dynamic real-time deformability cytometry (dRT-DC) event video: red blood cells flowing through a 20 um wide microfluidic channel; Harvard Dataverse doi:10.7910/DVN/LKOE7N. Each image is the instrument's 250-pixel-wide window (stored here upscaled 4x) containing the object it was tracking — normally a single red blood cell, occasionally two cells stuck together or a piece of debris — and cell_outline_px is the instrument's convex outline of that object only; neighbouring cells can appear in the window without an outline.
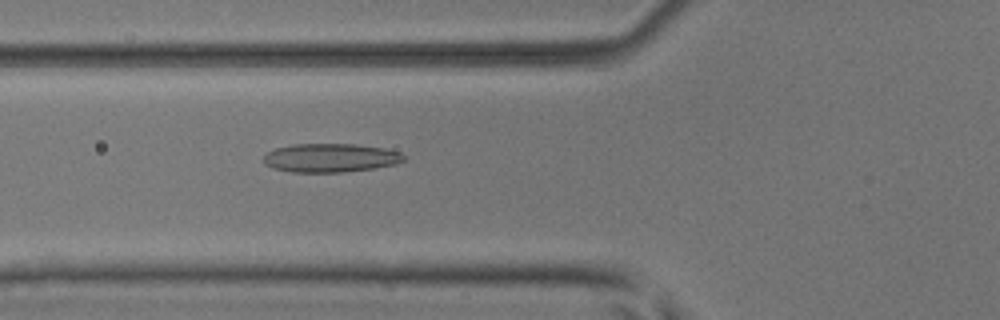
{"species": "common noctule bat (a hibernating species)", "species_latin": "Nyctalus noctula", "temperature_condition": "room temperature", "stored_images_in_passage": 39, "camera_frame_rate_fps": 3000, "um_per_image_px": 0.085, "animal": {"sex": "male", "body_mass_g": 17.9, "forearm_length_mm": 54.2}, "frame": {"image": 1, "passage_image": 7, "time_ms": 2.0, "image_size_px": [1000, 320], "cell_outline_px": [[408, 156], [404, 160], [396, 164], [372, 168], [340, 172], [292, 172], [272, 168], [264, 164], [264, 156], [268, 152], [276, 148], [292, 144], [356, 144], [384, 148], [400, 152]], "centroid_in_image_um": [28.1, 13.41], "position_along_channel_um": 97.7, "area_um2": 23.47}}
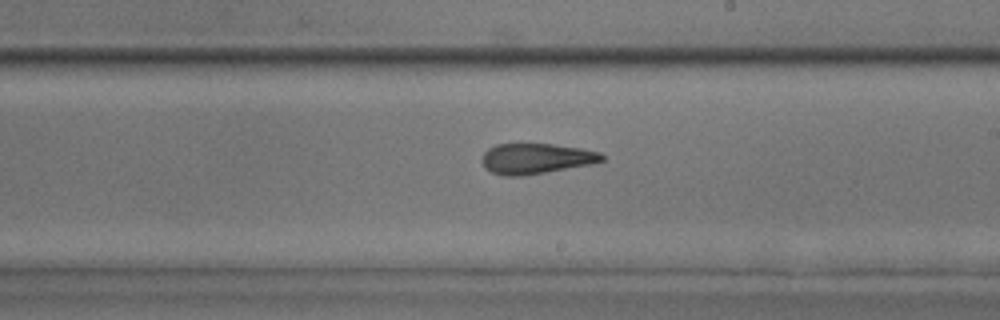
{"frame": {"image": 2, "passage_image": 18, "time_ms": 5.667, "image_size_px": [1000, 320], "cell_outline_px": [[604, 160], [592, 164], [524, 176], [500, 176], [484, 168], [480, 160], [484, 152], [488, 148], [496, 144], [552, 144], [580, 148], [600, 152], [604, 156]], "centroid_in_image_um": [45.52, 13.49], "position_along_channel_um": 243.5, "area_um2": 21.5}}
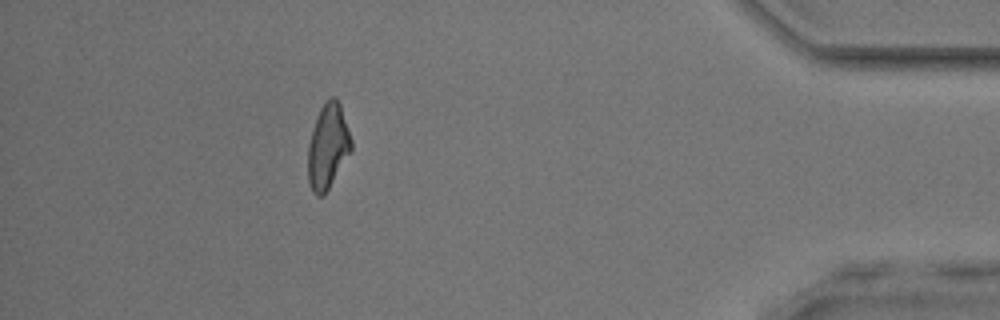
{"frame": {"image": 3, "passage_image": 34, "time_ms": 11.0, "image_size_px": [1000, 320], "cell_outline_px": [[352, 148], [324, 196], [316, 196], [312, 192], [308, 180], [308, 144], [316, 116], [324, 100], [332, 96], [336, 96], [340, 104], [352, 140]], "centroid_in_image_um": [27.85, 12.42], "position_along_channel_um": 407.3, "area_um2": 21.44}, "authors_computed_cell_mechanics": {"area_um2": 21.6172, "velocity_mm_per_s": 3.9821, "shape_relaxation_time_tau1_ms": null, "shape_relaxation_time_tau2_ms": 2.8082, "deformation_change_tau1": null, "deformation_change_tau2": 0.1143}}